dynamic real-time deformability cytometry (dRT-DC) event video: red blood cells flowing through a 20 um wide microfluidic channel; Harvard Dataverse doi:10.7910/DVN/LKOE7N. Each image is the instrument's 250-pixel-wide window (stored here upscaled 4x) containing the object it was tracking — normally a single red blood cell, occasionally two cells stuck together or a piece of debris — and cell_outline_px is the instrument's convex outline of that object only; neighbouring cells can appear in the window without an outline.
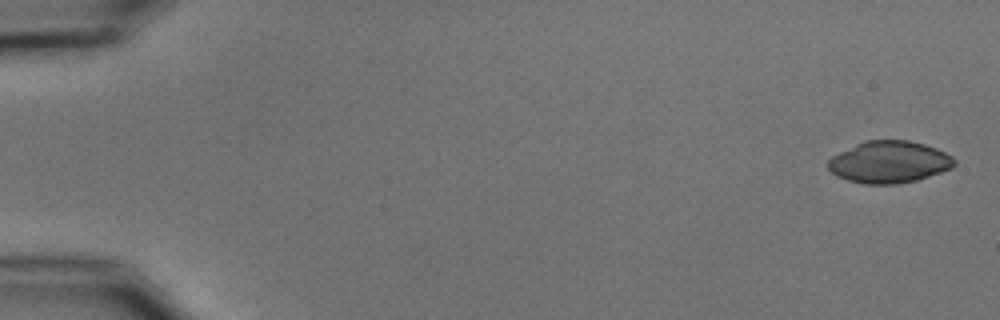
{"species": "common noctule bat (a hibernating species)", "species_latin": "Nyctalus noctula", "temperature_condition": "cold", "stored_images_in_passage": 3, "camera_frame_rate_fps": 3000, "um_per_image_px": 0.085, "animal": {"sex": "male", "body_mass_g": 15.6}, "frame": {"image": 1, "passage_image": 1, "time_ms": 0.0, "image_size_px": [1000, 320], "cell_outline_px": [[956, 164], [952, 168], [916, 180], [896, 184], [864, 184], [848, 180], [836, 176], [828, 168], [828, 160], [832, 156], [864, 140], [908, 140], [924, 144], [936, 148], [952, 156], [956, 160]], "centroid_in_image_um": [75.58, 13.77], "position_along_channel_um": 9.4, "area_um2": 30.81}}